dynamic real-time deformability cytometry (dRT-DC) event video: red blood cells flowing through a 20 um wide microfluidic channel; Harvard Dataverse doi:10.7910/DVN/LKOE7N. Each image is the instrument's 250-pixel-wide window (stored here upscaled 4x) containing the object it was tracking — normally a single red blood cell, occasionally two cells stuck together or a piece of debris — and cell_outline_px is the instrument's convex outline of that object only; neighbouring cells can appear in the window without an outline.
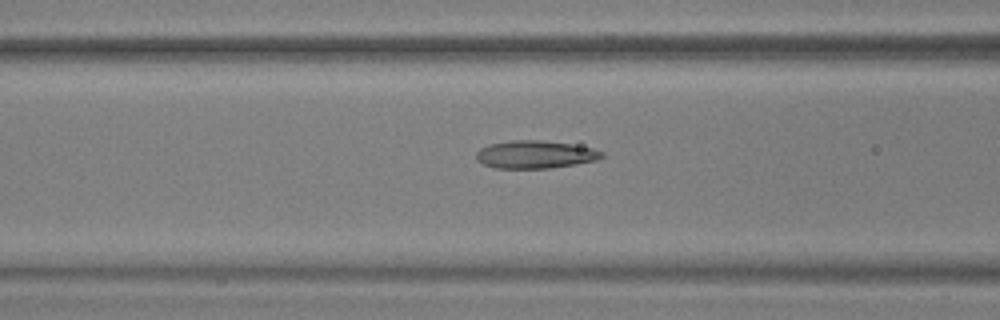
{"species": "common noctule bat (a hibernating species)", "species_latin": "Nyctalus noctula", "temperature_condition": "warm", "stored_images_in_passage": 31, "camera_frame_rate_fps": 3000, "um_per_image_px": 0.085, "animal": {"sex": "male", "body_mass_g": 17.9, "forearm_length_mm": 54.2}, "frame": {"image": 1, "passage_image": 6, "time_ms": 1.667, "image_size_px": [1000, 320], "cell_outline_px": [[604, 156], [596, 160], [576, 164], [552, 168], [496, 168], [484, 164], [476, 160], [476, 152], [480, 148], [488, 144], [512, 140], [540, 140], [572, 144], [592, 148], [604, 152]], "centroid_in_image_um": [45.48, 13.13], "position_along_channel_um": 121.1, "area_um2": 20.4}}
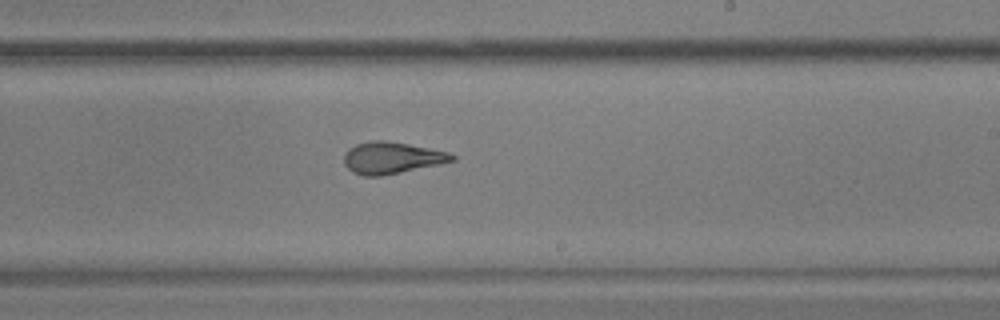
{"frame": {"image": 2, "passage_image": 17, "time_ms": 5.333, "image_size_px": [1000, 320], "cell_outline_px": [[456, 160], [440, 164], [380, 176], [364, 176], [352, 172], [344, 164], [344, 156], [348, 148], [356, 144], [372, 140], [388, 140], [448, 152], [456, 156]], "centroid_in_image_um": [33.28, 13.41], "position_along_channel_um": 255.7, "area_um2": 19.94}}
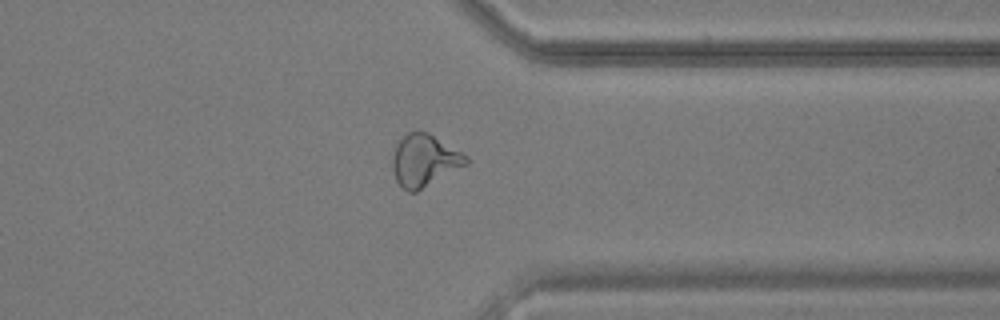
{"frame": {"image": 3, "passage_image": 27, "time_ms": 8.667, "image_size_px": [1000, 320], "cell_outline_px": [[468, 164], [416, 192], [408, 192], [396, 180], [392, 168], [392, 156], [396, 144], [408, 132], [428, 132], [468, 156]], "centroid_in_image_um": [36.07, 13.65], "position_along_channel_um": 375.3, "area_um2": 22.14}, "authors_computed_cell_mechanics": {"area_um2": 19.941, "velocity_mm_per_s": 3.6706, "shape_relaxation_time_tau1_ms": 7.3044, "shape_relaxation_time_tau2_ms": 1.6342, "deformation_change_tau1": 0.1983, "deformation_change_tau2": 0.0951}}